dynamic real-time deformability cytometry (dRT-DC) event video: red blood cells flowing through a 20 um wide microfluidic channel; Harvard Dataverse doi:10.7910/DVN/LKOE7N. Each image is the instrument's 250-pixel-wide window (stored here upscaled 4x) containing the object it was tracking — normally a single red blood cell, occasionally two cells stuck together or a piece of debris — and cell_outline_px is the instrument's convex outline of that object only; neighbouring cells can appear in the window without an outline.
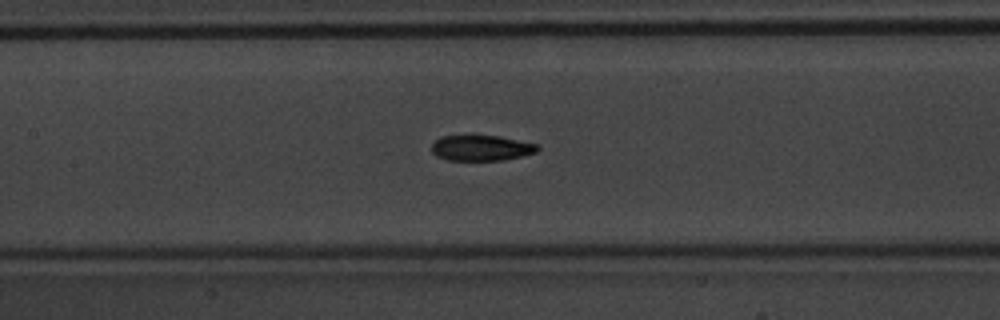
{"species": "common noctule bat (a hibernating species)", "species_latin": "Nyctalus noctula", "temperature_condition": "warm", "stored_images_in_passage": 41, "camera_frame_rate_fps": 3000, "um_per_image_px": 0.085, "animal": {"sex": "male", "body_mass_g": 20.1, "forearm_length_mm": 53.5}, "frame": {"image": 1, "passage_image": 24, "time_ms": 7.667, "image_size_px": [1000, 320], "cell_outline_px": [[540, 148], [536, 152], [504, 160], [448, 160], [436, 156], [432, 152], [432, 144], [440, 136], [500, 136], [536, 144]], "centroid_in_image_um": [40.89, 12.58], "position_along_channel_um": 166.5, "area_um2": 15.61}}